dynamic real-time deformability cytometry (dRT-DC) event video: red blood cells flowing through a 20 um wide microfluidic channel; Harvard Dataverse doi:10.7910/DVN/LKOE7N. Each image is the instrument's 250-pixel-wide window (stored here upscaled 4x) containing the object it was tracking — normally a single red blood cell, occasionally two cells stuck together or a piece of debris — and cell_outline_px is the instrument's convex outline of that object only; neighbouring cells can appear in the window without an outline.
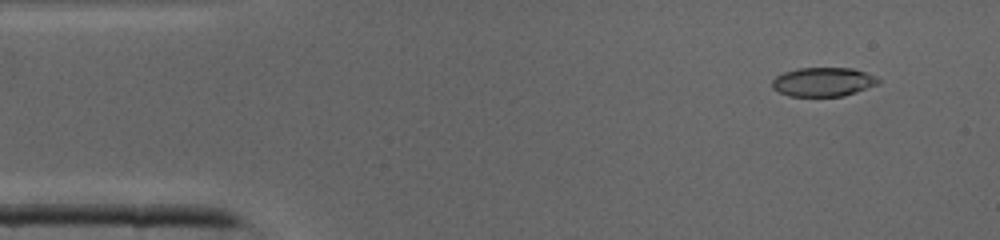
{"species": "common noctule bat (a hibernating species)", "species_latin": "Nyctalus noctula", "temperature_condition": "cold", "stored_images_in_passage": 40, "camera_frame_rate_fps": 3000, "um_per_image_px": 0.085, "animal": {"sex": "male", "body_mass_g": 19.0, "forearm_length_mm": 50.8}, "frame": {"image": 1, "passage_image": 2, "time_ms": 0.333, "image_size_px": [1000, 240], "cell_outline_px": [[880, 84], [844, 96], [788, 96], [772, 88], [772, 80], [776, 76], [784, 72], [796, 68], [852, 68], [876, 76], [880, 80]], "centroid_in_image_um": [69.98, 6.96], "position_along_channel_um": 15.0, "area_um2": 18.03}}
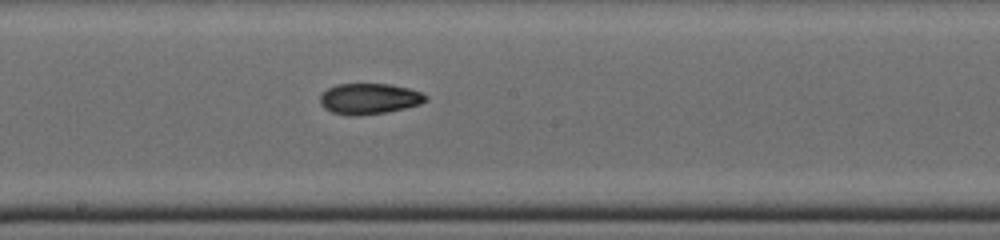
{"frame": {"image": 2, "passage_image": 20, "time_ms": 6.333, "image_size_px": [1000, 240], "cell_outline_px": [[428, 100], [420, 104], [404, 108], [384, 112], [356, 116], [348, 116], [332, 112], [324, 108], [320, 104], [320, 96], [328, 88], [336, 84], [388, 84], [408, 88], [420, 92], [428, 96]], "centroid_in_image_um": [31.37, 8.39], "position_along_channel_um": 216.8, "area_um2": 18.9}}
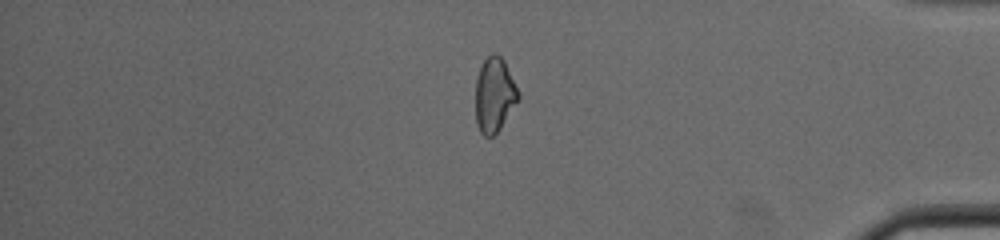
{"frame": {"image": 3, "passage_image": 33, "time_ms": 10.667, "image_size_px": [1000, 240], "cell_outline_px": [[520, 96], [500, 128], [492, 136], [484, 136], [480, 132], [476, 124], [476, 76], [484, 60], [492, 52], [496, 52], [504, 60]], "centroid_in_image_um": [42.0, 8.05], "position_along_channel_um": 393.2, "area_um2": 18.32}}